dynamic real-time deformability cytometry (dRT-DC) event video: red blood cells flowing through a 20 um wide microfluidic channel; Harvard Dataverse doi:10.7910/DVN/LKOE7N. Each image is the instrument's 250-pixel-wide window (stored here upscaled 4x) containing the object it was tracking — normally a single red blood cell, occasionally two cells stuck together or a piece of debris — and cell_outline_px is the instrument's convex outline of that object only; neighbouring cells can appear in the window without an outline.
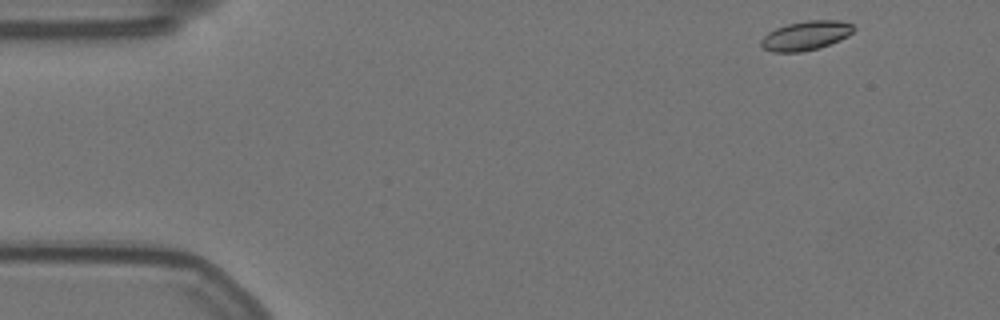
{"species": "Egyptian fruit bat (a non-hibernating species)", "species_latin": "Rousettus aegyptiacus", "temperature_condition": "warm", "stored_images_in_passage": 6, "camera_frame_rate_fps": 3000, "um_per_image_px": 0.085, "animal": {"sex": "female"}, "frame": {"image": 1, "passage_image": 1, "time_ms": 0.0, "image_size_px": [1000, 320], "cell_outline_px": [[856, 28], [848, 36], [840, 40], [816, 48], [800, 52], [772, 52], [764, 48], [760, 44], [760, 40], [768, 32], [776, 28], [788, 24], [808, 20], [840, 20], [852, 24]], "centroid_in_image_um": [68.5, 3.02], "position_along_channel_um": 16.5, "area_um2": 15.66}}